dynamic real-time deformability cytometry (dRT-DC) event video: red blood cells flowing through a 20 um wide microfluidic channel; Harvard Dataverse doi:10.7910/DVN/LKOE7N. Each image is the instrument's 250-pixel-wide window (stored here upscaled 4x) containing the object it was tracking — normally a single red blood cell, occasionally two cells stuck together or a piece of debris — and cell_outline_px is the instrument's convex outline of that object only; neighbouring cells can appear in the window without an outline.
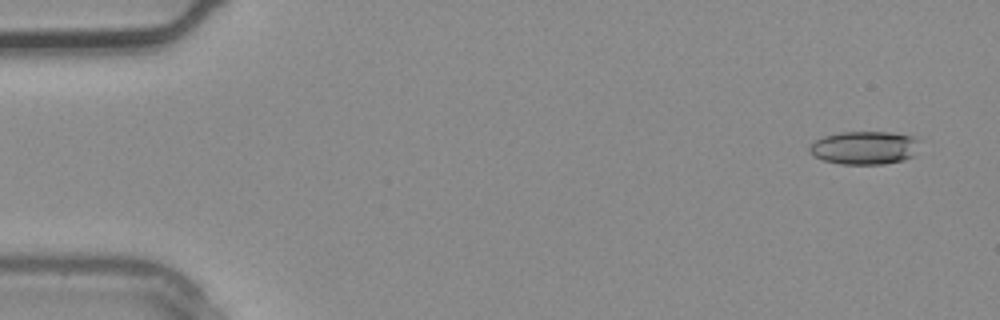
{"species": "common noctule bat (a hibernating species)", "species_latin": "Nyctalus noctula", "temperature_condition": "warm", "stored_images_in_passage": 4, "camera_frame_rate_fps": 3000, "um_per_image_px": 0.085, "animal": {"sex": "male", "body_mass_g": 20.4}, "frame": {"image": 1, "passage_image": 1, "time_ms": 0.0, "image_size_px": [1000, 320], "cell_outline_px": [[920, 140], [912, 156], [904, 160], [884, 164], [840, 164], [824, 160], [808, 152], [808, 148], [816, 140], [824, 136], [840, 132], [892, 132], [920, 136]], "centroid_in_image_um": [73.52, 12.54], "position_along_channel_um": 11.5, "area_um2": 21.5}}
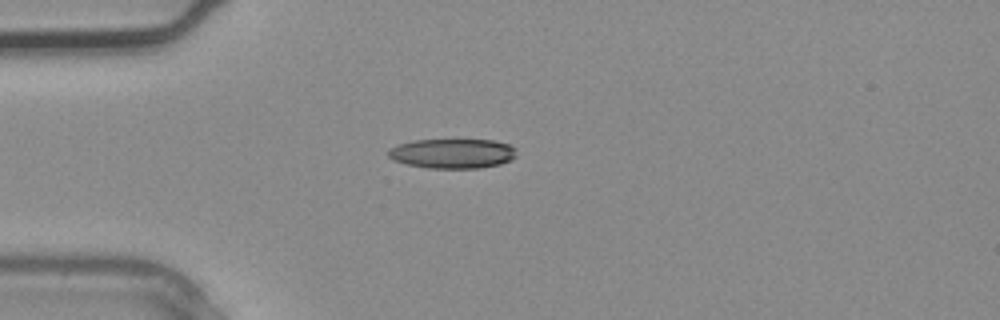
{"frame": {"image": 2, "passage_image": 3, "time_ms": 0.667, "image_size_px": [1000, 320], "cell_outline_px": [[516, 156], [500, 164], [480, 168], [428, 168], [408, 164], [392, 160], [388, 156], [388, 148], [400, 144], [416, 140], [492, 140], [508, 144], [516, 148]], "centroid_in_image_um": [38.46, 13.05], "position_along_channel_um": 46.5, "area_um2": 22.08}}